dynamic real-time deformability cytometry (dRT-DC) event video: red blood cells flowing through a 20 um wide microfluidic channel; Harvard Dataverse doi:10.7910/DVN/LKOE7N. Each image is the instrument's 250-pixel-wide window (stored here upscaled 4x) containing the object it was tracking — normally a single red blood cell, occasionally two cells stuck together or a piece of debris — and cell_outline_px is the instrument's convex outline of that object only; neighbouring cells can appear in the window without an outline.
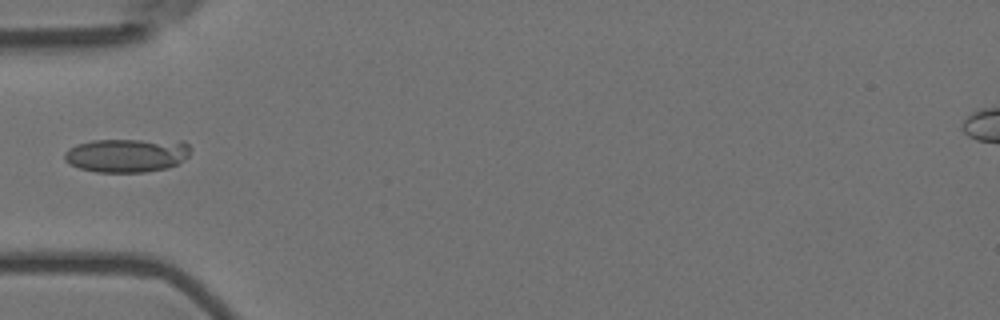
{"species": "Egyptian fruit bat (a non-hibernating species)", "species_latin": "Rousettus aegyptiacus", "temperature_condition": "room temperature", "stored_images_in_passage": 6, "camera_frame_rate_fps": 3000, "um_per_image_px": 0.085, "animal": {"sex": "female"}, "frame": {"image": 1, "passage_image": 6, "time_ms": 1.667, "image_size_px": [1000, 320], "cell_outline_px": [[192, 148], [188, 156], [176, 164], [168, 168], [144, 172], [96, 172], [80, 168], [68, 164], [64, 160], [64, 152], [68, 148], [76, 144], [92, 140], [184, 140]], "centroid_in_image_um": [10.78, 13.18], "position_along_channel_um": 74.2, "area_um2": 25.14}}